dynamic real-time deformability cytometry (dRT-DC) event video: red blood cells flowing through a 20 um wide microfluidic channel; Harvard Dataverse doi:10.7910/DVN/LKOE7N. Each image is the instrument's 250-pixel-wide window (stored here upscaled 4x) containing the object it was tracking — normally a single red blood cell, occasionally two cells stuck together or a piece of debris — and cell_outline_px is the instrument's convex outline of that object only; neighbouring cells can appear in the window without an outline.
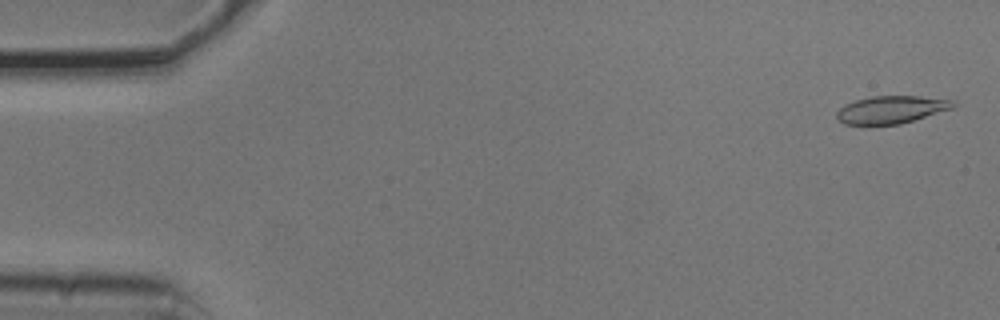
{"species": "common noctule bat (a hibernating species)", "species_latin": "Nyctalus noctula", "temperature_condition": "cold", "stored_images_in_passage": 54, "camera_frame_rate_fps": 3000, "um_per_image_px": 0.085, "animal": {"sex": "male", "body_mass_g": 20.5, "forearm_length_mm": 52.5}, "frame": {"image": 1, "passage_image": 2, "time_ms": 0.333, "image_size_px": [1000, 320], "cell_outline_px": [[956, 104], [952, 108], [900, 124], [844, 124], [836, 116], [836, 112], [844, 104], [856, 100], [872, 96], [920, 96], [956, 100]], "centroid_in_image_um": [75.76, 9.3], "position_along_channel_um": 9.2, "area_um2": 18.55}}
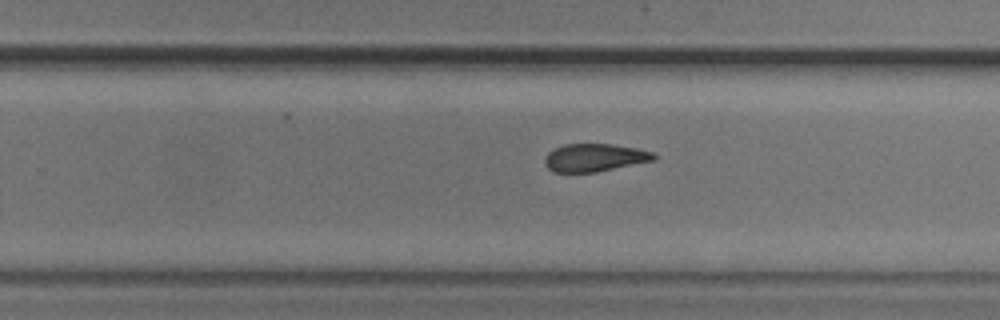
{"frame": {"image": 2, "passage_image": 34, "time_ms": 11.0, "image_size_px": [1000, 320], "cell_outline_px": [[660, 156], [656, 160], [596, 172], [552, 172], [544, 164], [544, 160], [548, 152], [552, 148], [564, 144], [612, 144], [636, 148], [652, 152]], "centroid_in_image_um": [50.54, 13.39], "position_along_channel_um": 279.3, "area_um2": 17.92}}
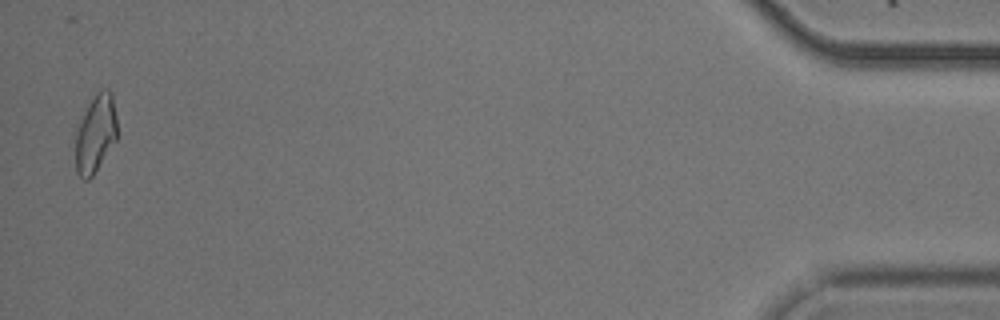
{"frame": {"image": 3, "passage_image": 53, "time_ms": 17.333, "image_size_px": [1000, 320], "cell_outline_px": [[116, 140], [92, 176], [88, 180], [84, 180], [76, 172], [72, 132], [88, 104], [96, 92], [100, 88], [108, 88], [112, 92], [116, 116]], "centroid_in_image_um": [8.05, 11.34], "position_along_channel_um": 427.2, "area_um2": 19.71}, "authors_computed_cell_mechanics": {"area_um2": 19.1318, "velocity_mm_per_s": 3.7529, "shape_relaxation_time_tau1_ms": 4.0189, "shape_relaxation_time_tau2_ms": 2.9383, "deformation_change_tau1": 0.1047, "deformation_change_tau2": 0.0982}}